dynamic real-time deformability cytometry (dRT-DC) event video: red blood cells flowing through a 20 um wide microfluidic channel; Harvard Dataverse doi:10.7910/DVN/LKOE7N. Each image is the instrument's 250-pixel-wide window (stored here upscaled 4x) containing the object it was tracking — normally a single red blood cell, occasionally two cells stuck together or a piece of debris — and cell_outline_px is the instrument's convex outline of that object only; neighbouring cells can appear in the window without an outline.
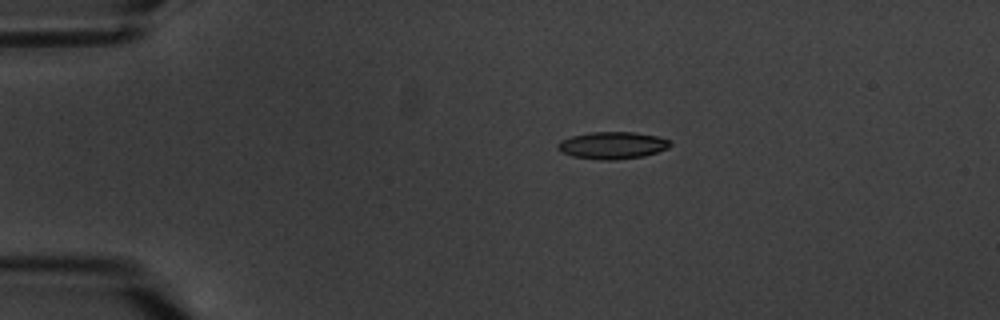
{"species": "common noctule bat (a hibernating species)", "species_latin": "Nyctalus noctula", "temperature_condition": "warm", "stored_images_in_passage": 6, "camera_frame_rate_fps": 3000, "um_per_image_px": 0.085, "animal": {"sex": "male", "body_mass_g": 20.1, "forearm_length_mm": 53.5}, "frame": {"image": 1, "passage_image": 6, "time_ms": 5.667, "image_size_px": [1000, 320], "cell_outline_px": [[672, 144], [668, 148], [644, 156], [612, 160], [600, 160], [572, 156], [560, 152], [556, 148], [556, 144], [560, 140], [572, 136], [592, 132], [636, 132], [656, 136], [668, 140]], "centroid_in_image_um": [52.01, 12.35], "position_along_channel_um": 33.0, "area_um2": 17.8}}